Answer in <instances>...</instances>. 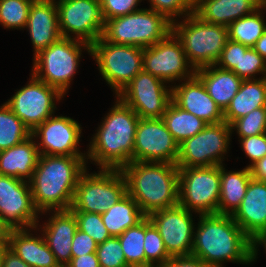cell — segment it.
<instances>
[{"label": "cell", "mask_w": 266, "mask_h": 267, "mask_svg": "<svg viewBox=\"0 0 266 267\" xmlns=\"http://www.w3.org/2000/svg\"><path fill=\"white\" fill-rule=\"evenodd\" d=\"M253 240L266 228V182L251 179L240 206L231 215Z\"/></svg>", "instance_id": "cell-21"}, {"label": "cell", "mask_w": 266, "mask_h": 267, "mask_svg": "<svg viewBox=\"0 0 266 267\" xmlns=\"http://www.w3.org/2000/svg\"><path fill=\"white\" fill-rule=\"evenodd\" d=\"M101 217L110 235L117 237L139 223L145 215L137 202L127 193L105 213L101 214Z\"/></svg>", "instance_id": "cell-30"}, {"label": "cell", "mask_w": 266, "mask_h": 267, "mask_svg": "<svg viewBox=\"0 0 266 267\" xmlns=\"http://www.w3.org/2000/svg\"><path fill=\"white\" fill-rule=\"evenodd\" d=\"M231 135L230 125L225 121L208 124L202 131L179 144L177 167L223 165L222 161L229 150Z\"/></svg>", "instance_id": "cell-11"}, {"label": "cell", "mask_w": 266, "mask_h": 267, "mask_svg": "<svg viewBox=\"0 0 266 267\" xmlns=\"http://www.w3.org/2000/svg\"><path fill=\"white\" fill-rule=\"evenodd\" d=\"M144 251L146 267H163L172 258L164 245L158 230L145 216Z\"/></svg>", "instance_id": "cell-35"}, {"label": "cell", "mask_w": 266, "mask_h": 267, "mask_svg": "<svg viewBox=\"0 0 266 267\" xmlns=\"http://www.w3.org/2000/svg\"><path fill=\"white\" fill-rule=\"evenodd\" d=\"M260 107H266V77L243 80L239 91L224 111V120L230 125Z\"/></svg>", "instance_id": "cell-28"}, {"label": "cell", "mask_w": 266, "mask_h": 267, "mask_svg": "<svg viewBox=\"0 0 266 267\" xmlns=\"http://www.w3.org/2000/svg\"><path fill=\"white\" fill-rule=\"evenodd\" d=\"M147 217L158 230L171 257L191 255L196 229L191 211L178 204L155 211Z\"/></svg>", "instance_id": "cell-18"}, {"label": "cell", "mask_w": 266, "mask_h": 267, "mask_svg": "<svg viewBox=\"0 0 266 267\" xmlns=\"http://www.w3.org/2000/svg\"><path fill=\"white\" fill-rule=\"evenodd\" d=\"M260 234H266V228Z\"/></svg>", "instance_id": "cell-55"}, {"label": "cell", "mask_w": 266, "mask_h": 267, "mask_svg": "<svg viewBox=\"0 0 266 267\" xmlns=\"http://www.w3.org/2000/svg\"><path fill=\"white\" fill-rule=\"evenodd\" d=\"M171 88L172 101L181 109L192 113L207 124L225 121L224 112L208 95L204 84L196 75Z\"/></svg>", "instance_id": "cell-20"}, {"label": "cell", "mask_w": 266, "mask_h": 267, "mask_svg": "<svg viewBox=\"0 0 266 267\" xmlns=\"http://www.w3.org/2000/svg\"><path fill=\"white\" fill-rule=\"evenodd\" d=\"M236 130L239 138L261 135L266 133V107L252 110L245 116L238 118L230 124Z\"/></svg>", "instance_id": "cell-37"}, {"label": "cell", "mask_w": 266, "mask_h": 267, "mask_svg": "<svg viewBox=\"0 0 266 267\" xmlns=\"http://www.w3.org/2000/svg\"><path fill=\"white\" fill-rule=\"evenodd\" d=\"M259 245H263L266 249V234H259L252 240V262L257 260V248Z\"/></svg>", "instance_id": "cell-51"}, {"label": "cell", "mask_w": 266, "mask_h": 267, "mask_svg": "<svg viewBox=\"0 0 266 267\" xmlns=\"http://www.w3.org/2000/svg\"><path fill=\"white\" fill-rule=\"evenodd\" d=\"M162 119L178 144L193 137L208 125L192 113L181 109L173 101L168 105Z\"/></svg>", "instance_id": "cell-31"}, {"label": "cell", "mask_w": 266, "mask_h": 267, "mask_svg": "<svg viewBox=\"0 0 266 267\" xmlns=\"http://www.w3.org/2000/svg\"><path fill=\"white\" fill-rule=\"evenodd\" d=\"M98 248V243L94 241L88 234L76 230L73 240H72V248L71 254L72 257L83 256L89 253H96Z\"/></svg>", "instance_id": "cell-45"}, {"label": "cell", "mask_w": 266, "mask_h": 267, "mask_svg": "<svg viewBox=\"0 0 266 267\" xmlns=\"http://www.w3.org/2000/svg\"><path fill=\"white\" fill-rule=\"evenodd\" d=\"M143 50L141 47L113 44L102 37L90 45V55L116 96L143 70Z\"/></svg>", "instance_id": "cell-9"}, {"label": "cell", "mask_w": 266, "mask_h": 267, "mask_svg": "<svg viewBox=\"0 0 266 267\" xmlns=\"http://www.w3.org/2000/svg\"><path fill=\"white\" fill-rule=\"evenodd\" d=\"M172 32V22L152 9H139L128 15L106 20L101 37L110 43L150 47Z\"/></svg>", "instance_id": "cell-6"}, {"label": "cell", "mask_w": 266, "mask_h": 267, "mask_svg": "<svg viewBox=\"0 0 266 267\" xmlns=\"http://www.w3.org/2000/svg\"><path fill=\"white\" fill-rule=\"evenodd\" d=\"M141 1L142 0H100L104 21L128 15L139 10L137 6Z\"/></svg>", "instance_id": "cell-42"}, {"label": "cell", "mask_w": 266, "mask_h": 267, "mask_svg": "<svg viewBox=\"0 0 266 267\" xmlns=\"http://www.w3.org/2000/svg\"><path fill=\"white\" fill-rule=\"evenodd\" d=\"M117 237L121 243L126 263L130 267H146L144 251L145 217Z\"/></svg>", "instance_id": "cell-34"}, {"label": "cell", "mask_w": 266, "mask_h": 267, "mask_svg": "<svg viewBox=\"0 0 266 267\" xmlns=\"http://www.w3.org/2000/svg\"><path fill=\"white\" fill-rule=\"evenodd\" d=\"M258 9V0H194L193 13L204 22L228 27Z\"/></svg>", "instance_id": "cell-25"}, {"label": "cell", "mask_w": 266, "mask_h": 267, "mask_svg": "<svg viewBox=\"0 0 266 267\" xmlns=\"http://www.w3.org/2000/svg\"><path fill=\"white\" fill-rule=\"evenodd\" d=\"M172 32L195 70L215 65L229 40L227 26L204 22L193 12L181 22H172Z\"/></svg>", "instance_id": "cell-5"}, {"label": "cell", "mask_w": 266, "mask_h": 267, "mask_svg": "<svg viewBox=\"0 0 266 267\" xmlns=\"http://www.w3.org/2000/svg\"><path fill=\"white\" fill-rule=\"evenodd\" d=\"M0 267H30L19 256L8 247H5L1 254Z\"/></svg>", "instance_id": "cell-47"}, {"label": "cell", "mask_w": 266, "mask_h": 267, "mask_svg": "<svg viewBox=\"0 0 266 267\" xmlns=\"http://www.w3.org/2000/svg\"><path fill=\"white\" fill-rule=\"evenodd\" d=\"M56 0L34 1L29 10L26 28L31 36L34 56L58 41L59 31Z\"/></svg>", "instance_id": "cell-22"}, {"label": "cell", "mask_w": 266, "mask_h": 267, "mask_svg": "<svg viewBox=\"0 0 266 267\" xmlns=\"http://www.w3.org/2000/svg\"><path fill=\"white\" fill-rule=\"evenodd\" d=\"M5 247H0V265H1V254H2V251Z\"/></svg>", "instance_id": "cell-54"}, {"label": "cell", "mask_w": 266, "mask_h": 267, "mask_svg": "<svg viewBox=\"0 0 266 267\" xmlns=\"http://www.w3.org/2000/svg\"><path fill=\"white\" fill-rule=\"evenodd\" d=\"M163 267H210L193 255L172 257Z\"/></svg>", "instance_id": "cell-46"}, {"label": "cell", "mask_w": 266, "mask_h": 267, "mask_svg": "<svg viewBox=\"0 0 266 267\" xmlns=\"http://www.w3.org/2000/svg\"><path fill=\"white\" fill-rule=\"evenodd\" d=\"M74 214L78 229L88 234L96 243H103L112 237L103 223L101 214L88 212H74Z\"/></svg>", "instance_id": "cell-39"}, {"label": "cell", "mask_w": 266, "mask_h": 267, "mask_svg": "<svg viewBox=\"0 0 266 267\" xmlns=\"http://www.w3.org/2000/svg\"><path fill=\"white\" fill-rule=\"evenodd\" d=\"M127 194V182L119 169H100L80 176L71 210L103 214Z\"/></svg>", "instance_id": "cell-8"}, {"label": "cell", "mask_w": 266, "mask_h": 267, "mask_svg": "<svg viewBox=\"0 0 266 267\" xmlns=\"http://www.w3.org/2000/svg\"><path fill=\"white\" fill-rule=\"evenodd\" d=\"M152 9L164 14L171 22L178 21L179 18L186 17L193 12L194 0H149ZM175 18V19H174Z\"/></svg>", "instance_id": "cell-41"}, {"label": "cell", "mask_w": 266, "mask_h": 267, "mask_svg": "<svg viewBox=\"0 0 266 267\" xmlns=\"http://www.w3.org/2000/svg\"><path fill=\"white\" fill-rule=\"evenodd\" d=\"M100 267H130L122 250L118 237L112 236L98 244L96 250Z\"/></svg>", "instance_id": "cell-40"}, {"label": "cell", "mask_w": 266, "mask_h": 267, "mask_svg": "<svg viewBox=\"0 0 266 267\" xmlns=\"http://www.w3.org/2000/svg\"><path fill=\"white\" fill-rule=\"evenodd\" d=\"M143 70L165 83L175 80L181 82L195 75V69L188 62L181 41L173 32L162 41L144 48Z\"/></svg>", "instance_id": "cell-15"}, {"label": "cell", "mask_w": 266, "mask_h": 267, "mask_svg": "<svg viewBox=\"0 0 266 267\" xmlns=\"http://www.w3.org/2000/svg\"><path fill=\"white\" fill-rule=\"evenodd\" d=\"M84 48L90 53L87 42L61 37L34 56L32 74L64 95L78 69Z\"/></svg>", "instance_id": "cell-7"}, {"label": "cell", "mask_w": 266, "mask_h": 267, "mask_svg": "<svg viewBox=\"0 0 266 267\" xmlns=\"http://www.w3.org/2000/svg\"><path fill=\"white\" fill-rule=\"evenodd\" d=\"M240 143L242 150L251 161V164L246 166L248 168L266 155V133L240 138Z\"/></svg>", "instance_id": "cell-43"}, {"label": "cell", "mask_w": 266, "mask_h": 267, "mask_svg": "<svg viewBox=\"0 0 266 267\" xmlns=\"http://www.w3.org/2000/svg\"><path fill=\"white\" fill-rule=\"evenodd\" d=\"M251 179L252 176L248 167L243 170L228 172L225 171L224 165H221L218 214L232 215L237 210Z\"/></svg>", "instance_id": "cell-29"}, {"label": "cell", "mask_w": 266, "mask_h": 267, "mask_svg": "<svg viewBox=\"0 0 266 267\" xmlns=\"http://www.w3.org/2000/svg\"><path fill=\"white\" fill-rule=\"evenodd\" d=\"M197 225L191 255L210 267H223L225 261L252 263V240L231 215H199Z\"/></svg>", "instance_id": "cell-2"}, {"label": "cell", "mask_w": 266, "mask_h": 267, "mask_svg": "<svg viewBox=\"0 0 266 267\" xmlns=\"http://www.w3.org/2000/svg\"><path fill=\"white\" fill-rule=\"evenodd\" d=\"M166 85L163 80L142 70L115 97L140 118H162L172 101V88Z\"/></svg>", "instance_id": "cell-13"}, {"label": "cell", "mask_w": 266, "mask_h": 267, "mask_svg": "<svg viewBox=\"0 0 266 267\" xmlns=\"http://www.w3.org/2000/svg\"><path fill=\"white\" fill-rule=\"evenodd\" d=\"M249 169L253 179L266 182V155L254 163Z\"/></svg>", "instance_id": "cell-49"}, {"label": "cell", "mask_w": 266, "mask_h": 267, "mask_svg": "<svg viewBox=\"0 0 266 267\" xmlns=\"http://www.w3.org/2000/svg\"><path fill=\"white\" fill-rule=\"evenodd\" d=\"M86 156L40 155L29 180L34 206L40 213L71 208ZM51 209V210H50Z\"/></svg>", "instance_id": "cell-1"}, {"label": "cell", "mask_w": 266, "mask_h": 267, "mask_svg": "<svg viewBox=\"0 0 266 267\" xmlns=\"http://www.w3.org/2000/svg\"><path fill=\"white\" fill-rule=\"evenodd\" d=\"M248 48V46L241 43L228 40L215 65L219 68L232 71L235 67H239L240 50H247Z\"/></svg>", "instance_id": "cell-44"}, {"label": "cell", "mask_w": 266, "mask_h": 267, "mask_svg": "<svg viewBox=\"0 0 266 267\" xmlns=\"http://www.w3.org/2000/svg\"><path fill=\"white\" fill-rule=\"evenodd\" d=\"M263 10L241 17L232 22L228 28L229 40L252 48L266 31Z\"/></svg>", "instance_id": "cell-32"}, {"label": "cell", "mask_w": 266, "mask_h": 267, "mask_svg": "<svg viewBox=\"0 0 266 267\" xmlns=\"http://www.w3.org/2000/svg\"><path fill=\"white\" fill-rule=\"evenodd\" d=\"M116 104L96 130L87 160L94 161L99 169H119L133 162L136 127L140 117L116 97Z\"/></svg>", "instance_id": "cell-3"}, {"label": "cell", "mask_w": 266, "mask_h": 267, "mask_svg": "<svg viewBox=\"0 0 266 267\" xmlns=\"http://www.w3.org/2000/svg\"><path fill=\"white\" fill-rule=\"evenodd\" d=\"M52 216L43 226L44 239L55 255L59 265H67L72 258V240L77 227L75 214L71 209L53 211ZM43 228V229H42Z\"/></svg>", "instance_id": "cell-23"}, {"label": "cell", "mask_w": 266, "mask_h": 267, "mask_svg": "<svg viewBox=\"0 0 266 267\" xmlns=\"http://www.w3.org/2000/svg\"><path fill=\"white\" fill-rule=\"evenodd\" d=\"M59 31L62 37L74 38L89 45L104 29L100 0H57ZM71 32V33H70Z\"/></svg>", "instance_id": "cell-12"}, {"label": "cell", "mask_w": 266, "mask_h": 267, "mask_svg": "<svg viewBox=\"0 0 266 267\" xmlns=\"http://www.w3.org/2000/svg\"><path fill=\"white\" fill-rule=\"evenodd\" d=\"M252 48L266 60V31Z\"/></svg>", "instance_id": "cell-52"}, {"label": "cell", "mask_w": 266, "mask_h": 267, "mask_svg": "<svg viewBox=\"0 0 266 267\" xmlns=\"http://www.w3.org/2000/svg\"><path fill=\"white\" fill-rule=\"evenodd\" d=\"M39 151L33 137L0 151V175L29 181L37 166Z\"/></svg>", "instance_id": "cell-26"}, {"label": "cell", "mask_w": 266, "mask_h": 267, "mask_svg": "<svg viewBox=\"0 0 266 267\" xmlns=\"http://www.w3.org/2000/svg\"><path fill=\"white\" fill-rule=\"evenodd\" d=\"M31 75L29 83L5 103L32 132L46 119L54 116L55 101L61 100L65 95Z\"/></svg>", "instance_id": "cell-14"}, {"label": "cell", "mask_w": 266, "mask_h": 267, "mask_svg": "<svg viewBox=\"0 0 266 267\" xmlns=\"http://www.w3.org/2000/svg\"><path fill=\"white\" fill-rule=\"evenodd\" d=\"M259 9L266 10V0H258Z\"/></svg>", "instance_id": "cell-53"}, {"label": "cell", "mask_w": 266, "mask_h": 267, "mask_svg": "<svg viewBox=\"0 0 266 267\" xmlns=\"http://www.w3.org/2000/svg\"><path fill=\"white\" fill-rule=\"evenodd\" d=\"M232 72L243 80L255 79V75L259 73L265 78L266 60L253 48L240 50L239 67H235Z\"/></svg>", "instance_id": "cell-38"}, {"label": "cell", "mask_w": 266, "mask_h": 267, "mask_svg": "<svg viewBox=\"0 0 266 267\" xmlns=\"http://www.w3.org/2000/svg\"><path fill=\"white\" fill-rule=\"evenodd\" d=\"M29 181L0 175V215L11 229L38 228Z\"/></svg>", "instance_id": "cell-17"}, {"label": "cell", "mask_w": 266, "mask_h": 267, "mask_svg": "<svg viewBox=\"0 0 266 267\" xmlns=\"http://www.w3.org/2000/svg\"><path fill=\"white\" fill-rule=\"evenodd\" d=\"M74 119L66 116H51L37 126L31 136L36 142L40 155L87 156L78 148L82 129Z\"/></svg>", "instance_id": "cell-19"}, {"label": "cell", "mask_w": 266, "mask_h": 267, "mask_svg": "<svg viewBox=\"0 0 266 267\" xmlns=\"http://www.w3.org/2000/svg\"><path fill=\"white\" fill-rule=\"evenodd\" d=\"M179 144L162 118H140L136 127L133 161L176 164Z\"/></svg>", "instance_id": "cell-16"}, {"label": "cell", "mask_w": 266, "mask_h": 267, "mask_svg": "<svg viewBox=\"0 0 266 267\" xmlns=\"http://www.w3.org/2000/svg\"><path fill=\"white\" fill-rule=\"evenodd\" d=\"M195 75L204 84L208 95L224 112L232 98L239 91L243 79L234 72L219 68L216 65L195 70Z\"/></svg>", "instance_id": "cell-27"}, {"label": "cell", "mask_w": 266, "mask_h": 267, "mask_svg": "<svg viewBox=\"0 0 266 267\" xmlns=\"http://www.w3.org/2000/svg\"><path fill=\"white\" fill-rule=\"evenodd\" d=\"M221 166L179 168V205L199 215L218 214Z\"/></svg>", "instance_id": "cell-10"}, {"label": "cell", "mask_w": 266, "mask_h": 267, "mask_svg": "<svg viewBox=\"0 0 266 267\" xmlns=\"http://www.w3.org/2000/svg\"><path fill=\"white\" fill-rule=\"evenodd\" d=\"M58 267H68L67 265H59Z\"/></svg>", "instance_id": "cell-56"}, {"label": "cell", "mask_w": 266, "mask_h": 267, "mask_svg": "<svg viewBox=\"0 0 266 267\" xmlns=\"http://www.w3.org/2000/svg\"><path fill=\"white\" fill-rule=\"evenodd\" d=\"M11 228L3 221L0 215V247H7Z\"/></svg>", "instance_id": "cell-50"}, {"label": "cell", "mask_w": 266, "mask_h": 267, "mask_svg": "<svg viewBox=\"0 0 266 267\" xmlns=\"http://www.w3.org/2000/svg\"><path fill=\"white\" fill-rule=\"evenodd\" d=\"M30 229H11L7 247L30 267H58L55 255L49 249L44 236H33Z\"/></svg>", "instance_id": "cell-24"}, {"label": "cell", "mask_w": 266, "mask_h": 267, "mask_svg": "<svg viewBox=\"0 0 266 267\" xmlns=\"http://www.w3.org/2000/svg\"><path fill=\"white\" fill-rule=\"evenodd\" d=\"M127 193L145 216L179 204V168L172 163L133 161L121 169Z\"/></svg>", "instance_id": "cell-4"}, {"label": "cell", "mask_w": 266, "mask_h": 267, "mask_svg": "<svg viewBox=\"0 0 266 267\" xmlns=\"http://www.w3.org/2000/svg\"><path fill=\"white\" fill-rule=\"evenodd\" d=\"M31 137V130L4 103L0 106V151Z\"/></svg>", "instance_id": "cell-33"}, {"label": "cell", "mask_w": 266, "mask_h": 267, "mask_svg": "<svg viewBox=\"0 0 266 267\" xmlns=\"http://www.w3.org/2000/svg\"><path fill=\"white\" fill-rule=\"evenodd\" d=\"M33 2V0H0V24L8 29H24Z\"/></svg>", "instance_id": "cell-36"}, {"label": "cell", "mask_w": 266, "mask_h": 267, "mask_svg": "<svg viewBox=\"0 0 266 267\" xmlns=\"http://www.w3.org/2000/svg\"><path fill=\"white\" fill-rule=\"evenodd\" d=\"M68 267H100L96 253H89L83 256L72 257L67 264Z\"/></svg>", "instance_id": "cell-48"}]
</instances>
